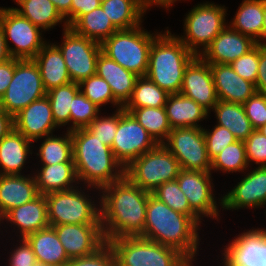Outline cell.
I'll return each instance as SVG.
<instances>
[{"mask_svg":"<svg viewBox=\"0 0 266 266\" xmlns=\"http://www.w3.org/2000/svg\"><path fill=\"white\" fill-rule=\"evenodd\" d=\"M163 145L178 160L181 169L211 172L203 128L172 129Z\"/></svg>","mask_w":266,"mask_h":266,"instance_id":"obj_13","label":"cell"},{"mask_svg":"<svg viewBox=\"0 0 266 266\" xmlns=\"http://www.w3.org/2000/svg\"><path fill=\"white\" fill-rule=\"evenodd\" d=\"M79 187L45 195L50 226L101 224L100 206L95 204V200L87 192L85 194V189L81 190L82 186Z\"/></svg>","mask_w":266,"mask_h":266,"instance_id":"obj_7","label":"cell"},{"mask_svg":"<svg viewBox=\"0 0 266 266\" xmlns=\"http://www.w3.org/2000/svg\"><path fill=\"white\" fill-rule=\"evenodd\" d=\"M80 91L87 99L97 105L100 109L108 103L115 107L122 108L123 106L114 98L108 82L97 74L82 80L79 83Z\"/></svg>","mask_w":266,"mask_h":266,"instance_id":"obj_42","label":"cell"},{"mask_svg":"<svg viewBox=\"0 0 266 266\" xmlns=\"http://www.w3.org/2000/svg\"><path fill=\"white\" fill-rule=\"evenodd\" d=\"M152 194L174 211L191 217L198 225L201 224L202 219L190 208L188 199L177 180L163 183Z\"/></svg>","mask_w":266,"mask_h":266,"instance_id":"obj_41","label":"cell"},{"mask_svg":"<svg viewBox=\"0 0 266 266\" xmlns=\"http://www.w3.org/2000/svg\"><path fill=\"white\" fill-rule=\"evenodd\" d=\"M245 114L254 129L266 124V95L255 92L244 104Z\"/></svg>","mask_w":266,"mask_h":266,"instance_id":"obj_49","label":"cell"},{"mask_svg":"<svg viewBox=\"0 0 266 266\" xmlns=\"http://www.w3.org/2000/svg\"><path fill=\"white\" fill-rule=\"evenodd\" d=\"M71 28L79 35L102 44L118 29L113 25L101 5L82 15Z\"/></svg>","mask_w":266,"mask_h":266,"instance_id":"obj_34","label":"cell"},{"mask_svg":"<svg viewBox=\"0 0 266 266\" xmlns=\"http://www.w3.org/2000/svg\"><path fill=\"white\" fill-rule=\"evenodd\" d=\"M14 73V58L0 64V98L6 92Z\"/></svg>","mask_w":266,"mask_h":266,"instance_id":"obj_53","label":"cell"},{"mask_svg":"<svg viewBox=\"0 0 266 266\" xmlns=\"http://www.w3.org/2000/svg\"><path fill=\"white\" fill-rule=\"evenodd\" d=\"M96 74L108 82L114 98L124 107L133 94L139 76L124 69L102 51L96 61Z\"/></svg>","mask_w":266,"mask_h":266,"instance_id":"obj_25","label":"cell"},{"mask_svg":"<svg viewBox=\"0 0 266 266\" xmlns=\"http://www.w3.org/2000/svg\"><path fill=\"white\" fill-rule=\"evenodd\" d=\"M1 221H2V223H4V222H3V219H2V216H1V214H0V224H1Z\"/></svg>","mask_w":266,"mask_h":266,"instance_id":"obj_62","label":"cell"},{"mask_svg":"<svg viewBox=\"0 0 266 266\" xmlns=\"http://www.w3.org/2000/svg\"><path fill=\"white\" fill-rule=\"evenodd\" d=\"M224 246L223 266H266V239L260 228L247 230Z\"/></svg>","mask_w":266,"mask_h":266,"instance_id":"obj_17","label":"cell"},{"mask_svg":"<svg viewBox=\"0 0 266 266\" xmlns=\"http://www.w3.org/2000/svg\"><path fill=\"white\" fill-rule=\"evenodd\" d=\"M219 199L218 203L223 210L264 208L266 205V167H254L232 190Z\"/></svg>","mask_w":266,"mask_h":266,"instance_id":"obj_16","label":"cell"},{"mask_svg":"<svg viewBox=\"0 0 266 266\" xmlns=\"http://www.w3.org/2000/svg\"><path fill=\"white\" fill-rule=\"evenodd\" d=\"M255 88L257 92L266 95V43H259V65Z\"/></svg>","mask_w":266,"mask_h":266,"instance_id":"obj_52","label":"cell"},{"mask_svg":"<svg viewBox=\"0 0 266 266\" xmlns=\"http://www.w3.org/2000/svg\"><path fill=\"white\" fill-rule=\"evenodd\" d=\"M257 42L227 25L200 57L209 64H231L251 50Z\"/></svg>","mask_w":266,"mask_h":266,"instance_id":"obj_21","label":"cell"},{"mask_svg":"<svg viewBox=\"0 0 266 266\" xmlns=\"http://www.w3.org/2000/svg\"><path fill=\"white\" fill-rule=\"evenodd\" d=\"M100 190L101 227L105 241L118 237H141L151 193L136 186L126 176Z\"/></svg>","mask_w":266,"mask_h":266,"instance_id":"obj_1","label":"cell"},{"mask_svg":"<svg viewBox=\"0 0 266 266\" xmlns=\"http://www.w3.org/2000/svg\"><path fill=\"white\" fill-rule=\"evenodd\" d=\"M65 266H117V260L113 248L109 242H105L94 253L72 258Z\"/></svg>","mask_w":266,"mask_h":266,"instance_id":"obj_46","label":"cell"},{"mask_svg":"<svg viewBox=\"0 0 266 266\" xmlns=\"http://www.w3.org/2000/svg\"><path fill=\"white\" fill-rule=\"evenodd\" d=\"M263 135L266 136V124L261 126L259 129H258Z\"/></svg>","mask_w":266,"mask_h":266,"instance_id":"obj_59","label":"cell"},{"mask_svg":"<svg viewBox=\"0 0 266 266\" xmlns=\"http://www.w3.org/2000/svg\"><path fill=\"white\" fill-rule=\"evenodd\" d=\"M157 145L146 129L129 112L123 107L119 108L118 128L111 150L124 168Z\"/></svg>","mask_w":266,"mask_h":266,"instance_id":"obj_14","label":"cell"},{"mask_svg":"<svg viewBox=\"0 0 266 266\" xmlns=\"http://www.w3.org/2000/svg\"><path fill=\"white\" fill-rule=\"evenodd\" d=\"M156 141L163 144L172 130L164 107L124 108Z\"/></svg>","mask_w":266,"mask_h":266,"instance_id":"obj_36","label":"cell"},{"mask_svg":"<svg viewBox=\"0 0 266 266\" xmlns=\"http://www.w3.org/2000/svg\"><path fill=\"white\" fill-rule=\"evenodd\" d=\"M219 100L243 105L255 92V84L240 77L230 64H210Z\"/></svg>","mask_w":266,"mask_h":266,"instance_id":"obj_22","label":"cell"},{"mask_svg":"<svg viewBox=\"0 0 266 266\" xmlns=\"http://www.w3.org/2000/svg\"><path fill=\"white\" fill-rule=\"evenodd\" d=\"M117 266H193L177 249L137 237H118L108 241Z\"/></svg>","mask_w":266,"mask_h":266,"instance_id":"obj_5","label":"cell"},{"mask_svg":"<svg viewBox=\"0 0 266 266\" xmlns=\"http://www.w3.org/2000/svg\"><path fill=\"white\" fill-rule=\"evenodd\" d=\"M2 219L17 227L19 239L49 227L45 195L39 194L32 201L11 209Z\"/></svg>","mask_w":266,"mask_h":266,"instance_id":"obj_23","label":"cell"},{"mask_svg":"<svg viewBox=\"0 0 266 266\" xmlns=\"http://www.w3.org/2000/svg\"><path fill=\"white\" fill-rule=\"evenodd\" d=\"M19 5V8L13 7L15 11L26 19L30 20L35 26L39 27L43 32L49 31L57 24L63 23L66 29L68 24L65 18L60 14L57 8L50 0H13Z\"/></svg>","mask_w":266,"mask_h":266,"instance_id":"obj_32","label":"cell"},{"mask_svg":"<svg viewBox=\"0 0 266 266\" xmlns=\"http://www.w3.org/2000/svg\"><path fill=\"white\" fill-rule=\"evenodd\" d=\"M260 230L263 232V234H264V237H265V239H266V228H260Z\"/></svg>","mask_w":266,"mask_h":266,"instance_id":"obj_61","label":"cell"},{"mask_svg":"<svg viewBox=\"0 0 266 266\" xmlns=\"http://www.w3.org/2000/svg\"><path fill=\"white\" fill-rule=\"evenodd\" d=\"M179 93L191 98L209 113L219 101L210 64L200 56L187 65Z\"/></svg>","mask_w":266,"mask_h":266,"instance_id":"obj_18","label":"cell"},{"mask_svg":"<svg viewBox=\"0 0 266 266\" xmlns=\"http://www.w3.org/2000/svg\"><path fill=\"white\" fill-rule=\"evenodd\" d=\"M39 147L37 157L39 156L42 165H53L56 163H74L73 144L71 132L66 131L62 137L53 134L45 136Z\"/></svg>","mask_w":266,"mask_h":266,"instance_id":"obj_37","label":"cell"},{"mask_svg":"<svg viewBox=\"0 0 266 266\" xmlns=\"http://www.w3.org/2000/svg\"><path fill=\"white\" fill-rule=\"evenodd\" d=\"M100 3H103V2H105L106 0H98Z\"/></svg>","mask_w":266,"mask_h":266,"instance_id":"obj_63","label":"cell"},{"mask_svg":"<svg viewBox=\"0 0 266 266\" xmlns=\"http://www.w3.org/2000/svg\"><path fill=\"white\" fill-rule=\"evenodd\" d=\"M32 141L14 128L0 140V175H21ZM31 144V146H30Z\"/></svg>","mask_w":266,"mask_h":266,"instance_id":"obj_26","label":"cell"},{"mask_svg":"<svg viewBox=\"0 0 266 266\" xmlns=\"http://www.w3.org/2000/svg\"><path fill=\"white\" fill-rule=\"evenodd\" d=\"M142 24L128 30H118L102 44V52L137 76H145L148 69L149 52L154 38Z\"/></svg>","mask_w":266,"mask_h":266,"instance_id":"obj_6","label":"cell"},{"mask_svg":"<svg viewBox=\"0 0 266 266\" xmlns=\"http://www.w3.org/2000/svg\"><path fill=\"white\" fill-rule=\"evenodd\" d=\"M63 42L55 44L61 51L67 71L74 83L96 74V61L101 44L77 34L71 27L63 30Z\"/></svg>","mask_w":266,"mask_h":266,"instance_id":"obj_12","label":"cell"},{"mask_svg":"<svg viewBox=\"0 0 266 266\" xmlns=\"http://www.w3.org/2000/svg\"><path fill=\"white\" fill-rule=\"evenodd\" d=\"M138 2L142 11L146 13L147 9L149 10L153 5H156L157 7L161 6L162 8L169 10V7L172 6L173 3L177 2V0H138Z\"/></svg>","mask_w":266,"mask_h":266,"instance_id":"obj_56","label":"cell"},{"mask_svg":"<svg viewBox=\"0 0 266 266\" xmlns=\"http://www.w3.org/2000/svg\"><path fill=\"white\" fill-rule=\"evenodd\" d=\"M33 60L39 67L46 92L72 82L63 55L55 43L47 42Z\"/></svg>","mask_w":266,"mask_h":266,"instance_id":"obj_27","label":"cell"},{"mask_svg":"<svg viewBox=\"0 0 266 266\" xmlns=\"http://www.w3.org/2000/svg\"><path fill=\"white\" fill-rule=\"evenodd\" d=\"M212 111L217 125L227 128L237 140L245 141L255 130L241 104L219 100Z\"/></svg>","mask_w":266,"mask_h":266,"instance_id":"obj_33","label":"cell"},{"mask_svg":"<svg viewBox=\"0 0 266 266\" xmlns=\"http://www.w3.org/2000/svg\"><path fill=\"white\" fill-rule=\"evenodd\" d=\"M199 228L191 217L149 195L142 238L177 249L193 264L199 252Z\"/></svg>","mask_w":266,"mask_h":266,"instance_id":"obj_2","label":"cell"},{"mask_svg":"<svg viewBox=\"0 0 266 266\" xmlns=\"http://www.w3.org/2000/svg\"><path fill=\"white\" fill-rule=\"evenodd\" d=\"M259 65V43L232 62L230 66L243 79L256 83Z\"/></svg>","mask_w":266,"mask_h":266,"instance_id":"obj_47","label":"cell"},{"mask_svg":"<svg viewBox=\"0 0 266 266\" xmlns=\"http://www.w3.org/2000/svg\"><path fill=\"white\" fill-rule=\"evenodd\" d=\"M212 172L180 169L176 178L180 189L186 195L190 208L202 219L210 217L220 220L211 175Z\"/></svg>","mask_w":266,"mask_h":266,"instance_id":"obj_15","label":"cell"},{"mask_svg":"<svg viewBox=\"0 0 266 266\" xmlns=\"http://www.w3.org/2000/svg\"><path fill=\"white\" fill-rule=\"evenodd\" d=\"M0 24L12 58L33 59L47 43L42 30L11 8L0 7ZM9 40L13 45L10 46ZM14 46V47H12Z\"/></svg>","mask_w":266,"mask_h":266,"instance_id":"obj_11","label":"cell"},{"mask_svg":"<svg viewBox=\"0 0 266 266\" xmlns=\"http://www.w3.org/2000/svg\"><path fill=\"white\" fill-rule=\"evenodd\" d=\"M100 113V108L79 91L72 99V109H70V123L72 124L66 129L71 132L86 128Z\"/></svg>","mask_w":266,"mask_h":266,"instance_id":"obj_43","label":"cell"},{"mask_svg":"<svg viewBox=\"0 0 266 266\" xmlns=\"http://www.w3.org/2000/svg\"><path fill=\"white\" fill-rule=\"evenodd\" d=\"M46 93L35 61L14 58L13 78L0 98V108L14 117L32 102L45 97Z\"/></svg>","mask_w":266,"mask_h":266,"instance_id":"obj_10","label":"cell"},{"mask_svg":"<svg viewBox=\"0 0 266 266\" xmlns=\"http://www.w3.org/2000/svg\"><path fill=\"white\" fill-rule=\"evenodd\" d=\"M251 166L248 165L244 141L237 140L228 145L211 161V171L223 173L244 172Z\"/></svg>","mask_w":266,"mask_h":266,"instance_id":"obj_40","label":"cell"},{"mask_svg":"<svg viewBox=\"0 0 266 266\" xmlns=\"http://www.w3.org/2000/svg\"><path fill=\"white\" fill-rule=\"evenodd\" d=\"M101 3L98 0H72L71 26L84 14H88L98 8Z\"/></svg>","mask_w":266,"mask_h":266,"instance_id":"obj_51","label":"cell"},{"mask_svg":"<svg viewBox=\"0 0 266 266\" xmlns=\"http://www.w3.org/2000/svg\"><path fill=\"white\" fill-rule=\"evenodd\" d=\"M24 239L31 246L37 262L50 266H65L70 260L52 226L31 233Z\"/></svg>","mask_w":266,"mask_h":266,"instance_id":"obj_29","label":"cell"},{"mask_svg":"<svg viewBox=\"0 0 266 266\" xmlns=\"http://www.w3.org/2000/svg\"><path fill=\"white\" fill-rule=\"evenodd\" d=\"M39 195L34 175H0V214L32 201Z\"/></svg>","mask_w":266,"mask_h":266,"instance_id":"obj_24","label":"cell"},{"mask_svg":"<svg viewBox=\"0 0 266 266\" xmlns=\"http://www.w3.org/2000/svg\"><path fill=\"white\" fill-rule=\"evenodd\" d=\"M73 161L78 181L86 189H98L125 176V168L115 158L111 147L102 143L87 128L71 131Z\"/></svg>","mask_w":266,"mask_h":266,"instance_id":"obj_3","label":"cell"},{"mask_svg":"<svg viewBox=\"0 0 266 266\" xmlns=\"http://www.w3.org/2000/svg\"><path fill=\"white\" fill-rule=\"evenodd\" d=\"M262 43H266V0H264V18L262 27Z\"/></svg>","mask_w":266,"mask_h":266,"instance_id":"obj_58","label":"cell"},{"mask_svg":"<svg viewBox=\"0 0 266 266\" xmlns=\"http://www.w3.org/2000/svg\"><path fill=\"white\" fill-rule=\"evenodd\" d=\"M180 165L163 145L145 152L125 168V176L142 190L152 193L165 182L176 180Z\"/></svg>","mask_w":266,"mask_h":266,"instance_id":"obj_9","label":"cell"},{"mask_svg":"<svg viewBox=\"0 0 266 266\" xmlns=\"http://www.w3.org/2000/svg\"><path fill=\"white\" fill-rule=\"evenodd\" d=\"M79 91V84L74 82H70L47 91L46 96L51 104L52 115L55 124L59 128L60 126L70 124V109H72V99Z\"/></svg>","mask_w":266,"mask_h":266,"instance_id":"obj_39","label":"cell"},{"mask_svg":"<svg viewBox=\"0 0 266 266\" xmlns=\"http://www.w3.org/2000/svg\"><path fill=\"white\" fill-rule=\"evenodd\" d=\"M101 7L118 30H128L142 24L145 13L138 0H106Z\"/></svg>","mask_w":266,"mask_h":266,"instance_id":"obj_35","label":"cell"},{"mask_svg":"<svg viewBox=\"0 0 266 266\" xmlns=\"http://www.w3.org/2000/svg\"><path fill=\"white\" fill-rule=\"evenodd\" d=\"M14 128L13 117L0 108V140Z\"/></svg>","mask_w":266,"mask_h":266,"instance_id":"obj_55","label":"cell"},{"mask_svg":"<svg viewBox=\"0 0 266 266\" xmlns=\"http://www.w3.org/2000/svg\"><path fill=\"white\" fill-rule=\"evenodd\" d=\"M185 16V33L177 37L196 56H200L228 24L226 7L212 2L197 4Z\"/></svg>","mask_w":266,"mask_h":266,"instance_id":"obj_8","label":"cell"},{"mask_svg":"<svg viewBox=\"0 0 266 266\" xmlns=\"http://www.w3.org/2000/svg\"><path fill=\"white\" fill-rule=\"evenodd\" d=\"M203 133L206 140L208 157L211 161L224 148L237 141L235 136L227 128L217 124L211 130L203 128Z\"/></svg>","mask_w":266,"mask_h":266,"instance_id":"obj_45","label":"cell"},{"mask_svg":"<svg viewBox=\"0 0 266 266\" xmlns=\"http://www.w3.org/2000/svg\"><path fill=\"white\" fill-rule=\"evenodd\" d=\"M12 57L9 53L6 40H5V34L3 31V27L0 24V64L10 60Z\"/></svg>","mask_w":266,"mask_h":266,"instance_id":"obj_57","label":"cell"},{"mask_svg":"<svg viewBox=\"0 0 266 266\" xmlns=\"http://www.w3.org/2000/svg\"><path fill=\"white\" fill-rule=\"evenodd\" d=\"M99 114L86 128L105 145L111 147L118 128L119 108L112 116Z\"/></svg>","mask_w":266,"mask_h":266,"instance_id":"obj_44","label":"cell"},{"mask_svg":"<svg viewBox=\"0 0 266 266\" xmlns=\"http://www.w3.org/2000/svg\"><path fill=\"white\" fill-rule=\"evenodd\" d=\"M168 93L146 76L136 80L133 94L123 108L164 107Z\"/></svg>","mask_w":266,"mask_h":266,"instance_id":"obj_38","label":"cell"},{"mask_svg":"<svg viewBox=\"0 0 266 266\" xmlns=\"http://www.w3.org/2000/svg\"><path fill=\"white\" fill-rule=\"evenodd\" d=\"M60 14L65 18L68 27H71V4L72 0H50Z\"/></svg>","mask_w":266,"mask_h":266,"instance_id":"obj_54","label":"cell"},{"mask_svg":"<svg viewBox=\"0 0 266 266\" xmlns=\"http://www.w3.org/2000/svg\"><path fill=\"white\" fill-rule=\"evenodd\" d=\"M33 266H50L44 263L36 262Z\"/></svg>","mask_w":266,"mask_h":266,"instance_id":"obj_60","label":"cell"},{"mask_svg":"<svg viewBox=\"0 0 266 266\" xmlns=\"http://www.w3.org/2000/svg\"><path fill=\"white\" fill-rule=\"evenodd\" d=\"M196 57L168 29L154 38L146 77L168 94L179 93L187 65Z\"/></svg>","mask_w":266,"mask_h":266,"instance_id":"obj_4","label":"cell"},{"mask_svg":"<svg viewBox=\"0 0 266 266\" xmlns=\"http://www.w3.org/2000/svg\"><path fill=\"white\" fill-rule=\"evenodd\" d=\"M40 169L33 173L39 194L65 191L81 184L78 181L74 163L41 165Z\"/></svg>","mask_w":266,"mask_h":266,"instance_id":"obj_30","label":"cell"},{"mask_svg":"<svg viewBox=\"0 0 266 266\" xmlns=\"http://www.w3.org/2000/svg\"><path fill=\"white\" fill-rule=\"evenodd\" d=\"M263 18L264 0H243L228 25L255 42L262 43Z\"/></svg>","mask_w":266,"mask_h":266,"instance_id":"obj_31","label":"cell"},{"mask_svg":"<svg viewBox=\"0 0 266 266\" xmlns=\"http://www.w3.org/2000/svg\"><path fill=\"white\" fill-rule=\"evenodd\" d=\"M244 143L248 165L255 162L258 167H266V136L255 129Z\"/></svg>","mask_w":266,"mask_h":266,"instance_id":"obj_48","label":"cell"},{"mask_svg":"<svg viewBox=\"0 0 266 266\" xmlns=\"http://www.w3.org/2000/svg\"><path fill=\"white\" fill-rule=\"evenodd\" d=\"M14 129L34 142L53 134L59 128L54 121L47 96L32 102L13 117Z\"/></svg>","mask_w":266,"mask_h":266,"instance_id":"obj_20","label":"cell"},{"mask_svg":"<svg viewBox=\"0 0 266 266\" xmlns=\"http://www.w3.org/2000/svg\"><path fill=\"white\" fill-rule=\"evenodd\" d=\"M19 245L14 247L9 255V266H33L36 262V256L32 251L31 246L28 242L21 238Z\"/></svg>","mask_w":266,"mask_h":266,"instance_id":"obj_50","label":"cell"},{"mask_svg":"<svg viewBox=\"0 0 266 266\" xmlns=\"http://www.w3.org/2000/svg\"><path fill=\"white\" fill-rule=\"evenodd\" d=\"M52 227L69 259L88 256L106 242L101 224H63Z\"/></svg>","mask_w":266,"mask_h":266,"instance_id":"obj_19","label":"cell"},{"mask_svg":"<svg viewBox=\"0 0 266 266\" xmlns=\"http://www.w3.org/2000/svg\"><path fill=\"white\" fill-rule=\"evenodd\" d=\"M164 108L172 129L203 128L198 123L211 114L194 100L180 93L169 94Z\"/></svg>","mask_w":266,"mask_h":266,"instance_id":"obj_28","label":"cell"}]
</instances>
